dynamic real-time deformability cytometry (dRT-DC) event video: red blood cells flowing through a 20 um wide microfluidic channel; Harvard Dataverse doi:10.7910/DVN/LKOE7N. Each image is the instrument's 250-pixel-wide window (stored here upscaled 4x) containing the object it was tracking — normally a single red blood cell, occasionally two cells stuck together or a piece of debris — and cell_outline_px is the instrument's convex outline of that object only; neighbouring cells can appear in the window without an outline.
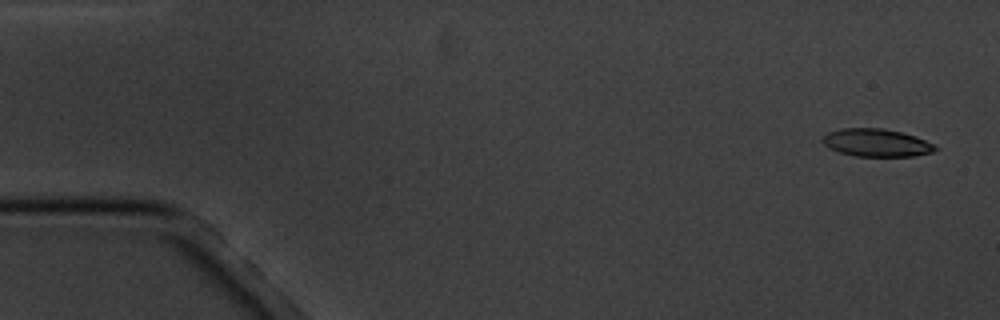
{"species": "common noctule bat (a hibernating species)", "species_latin": "Nyctalus noctula", "temperature_condition": "cold", "stored_images_in_passage": 5, "camera_frame_rate_fps": 3000, "um_per_image_px": 0.085, "animal": {"sex": "male", "body_mass_g": 20.1, "forearm_length_mm": 53.5}, "frame": {"image": 1, "passage_image": 1, "time_ms": 0.0, "image_size_px": [1000, 320], "cell_outline_px": [[936, 148], [932, 152], [912, 156], [856, 156], [840, 152], [828, 148], [820, 140], [828, 132], [840, 128], [884, 128], [916, 136], [932, 144]], "centroid_in_image_um": [74.44, 12.12], "position_along_channel_um": 10.6, "area_um2": 18.09}}